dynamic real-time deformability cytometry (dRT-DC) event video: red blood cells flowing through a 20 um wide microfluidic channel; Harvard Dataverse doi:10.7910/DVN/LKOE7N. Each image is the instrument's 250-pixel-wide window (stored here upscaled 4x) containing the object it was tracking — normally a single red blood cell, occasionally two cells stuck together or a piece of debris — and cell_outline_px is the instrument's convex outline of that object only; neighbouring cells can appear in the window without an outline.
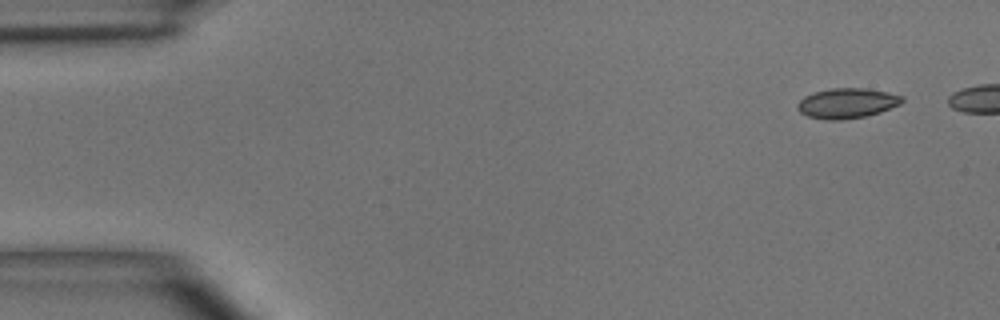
{"species": "common noctule bat (a hibernating species)", "species_latin": "Nyctalus noctula", "temperature_condition": "room temperature", "stored_images_in_passage": 6, "camera_frame_rate_fps": 3000, "um_per_image_px": 0.085, "animal": {"sex": "male", "body_mass_g": 15.6}, "frame": {"image": 1, "passage_image": 1, "time_ms": 0.0, "image_size_px": [1000, 320], "cell_outline_px": [[904, 100], [900, 104], [880, 112], [864, 116], [840, 120], [828, 120], [808, 116], [800, 112], [796, 108], [796, 104], [804, 96], [812, 92], [832, 88], [864, 88], [888, 92], [904, 96]], "centroid_in_image_um": [71.98, 8.76], "position_along_channel_um": 13.0, "area_um2": 18.38}}
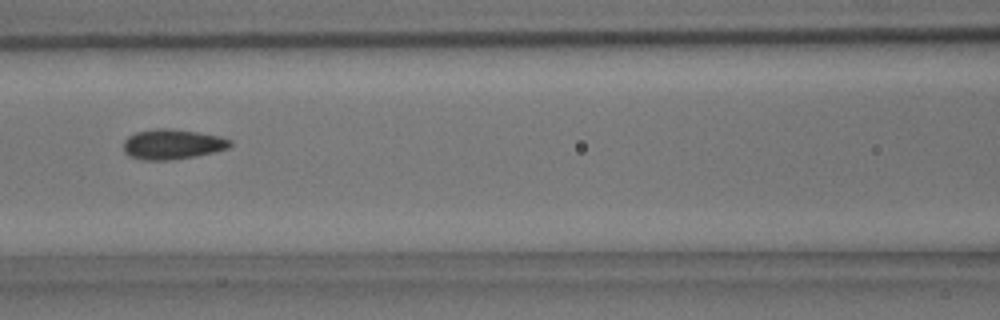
{"frame": {"image": 2, "passage_image": 6, "time_ms": 6.333, "image_size_px": [1000, 320], "cell_outline_px": [[232, 144], [228, 148], [216, 152], [196, 156], [168, 160], [144, 160], [128, 156], [124, 152], [124, 140], [128, 136], [136, 132], [156, 128], [168, 128], [196, 132], [220, 136], [232, 140]], "centroid_in_image_um": [14.65, 12.26], "position_along_channel_um": 151.9, "area_um2": 18.79}}